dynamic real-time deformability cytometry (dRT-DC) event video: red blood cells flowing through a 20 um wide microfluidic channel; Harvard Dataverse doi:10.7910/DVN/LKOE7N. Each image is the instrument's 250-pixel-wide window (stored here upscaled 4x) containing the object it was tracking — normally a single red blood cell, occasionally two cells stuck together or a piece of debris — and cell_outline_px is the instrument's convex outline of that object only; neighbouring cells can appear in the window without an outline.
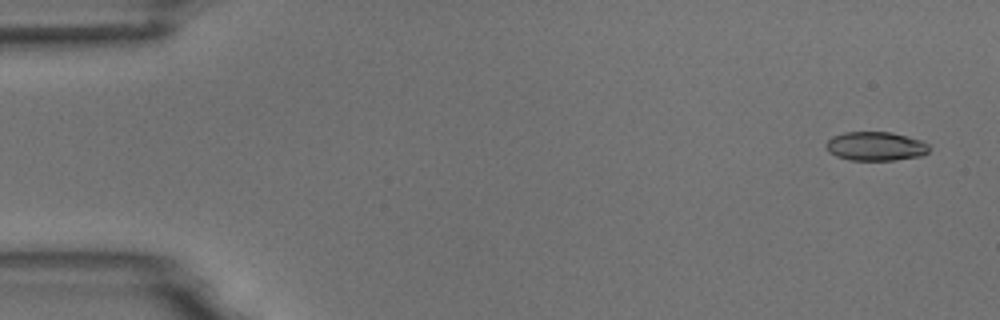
{"species": "common noctule bat (a hibernating species)", "species_latin": "Nyctalus noctula", "temperature_condition": "room temperature", "stored_images_in_passage": 6, "camera_frame_rate_fps": 3000, "um_per_image_px": 0.085, "animal": {"sex": "male", "body_mass_g": 18.8}, "frame": {"image": 1, "passage_image": 1, "time_ms": 0.0, "image_size_px": [1000, 320], "cell_outline_px": [[928, 152], [920, 156], [892, 160], [852, 160], [836, 156], [828, 152], [824, 144], [832, 136], [844, 132], [892, 132], [924, 140], [928, 144]], "centroid_in_image_um": [74.41, 12.42], "position_along_channel_um": 10.6, "area_um2": 17.51}}
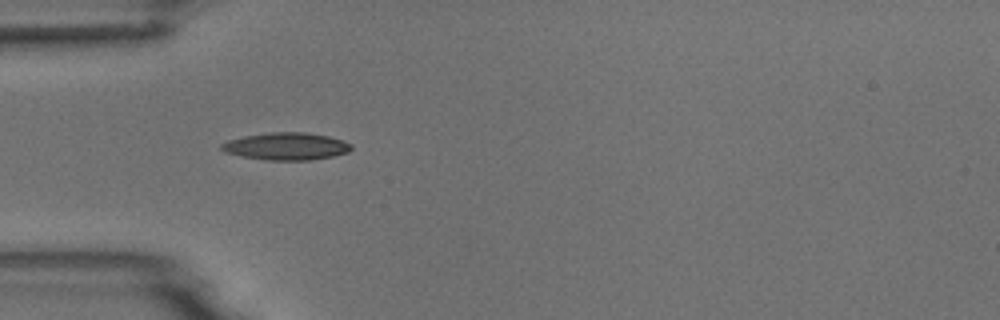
{"frame": {"image": 2, "passage_image": 5, "time_ms": 4.667, "image_size_px": [1000, 320], "cell_outline_px": [[352, 148], [348, 152], [332, 156], [312, 160], [264, 160], [240, 156], [224, 152], [220, 148], [220, 144], [228, 140], [244, 136], [272, 132], [304, 132], [328, 136], [344, 140], [352, 144]], "centroid_in_image_um": [24.32, 12.44], "position_along_channel_um": 60.7, "area_um2": 20.81}}